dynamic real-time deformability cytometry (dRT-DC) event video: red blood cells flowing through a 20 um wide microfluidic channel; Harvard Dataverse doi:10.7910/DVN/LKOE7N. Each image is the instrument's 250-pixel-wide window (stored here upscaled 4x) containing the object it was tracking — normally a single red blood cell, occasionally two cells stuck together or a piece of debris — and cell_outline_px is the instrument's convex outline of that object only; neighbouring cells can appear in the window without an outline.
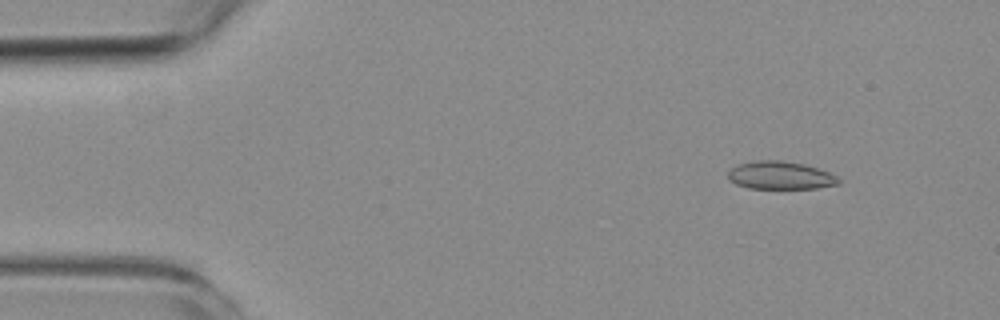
{"species": "common noctule bat (a hibernating species)", "species_latin": "Nyctalus noctula", "temperature_condition": "room temperature", "stored_images_in_passage": 4, "camera_frame_rate_fps": 3000, "um_per_image_px": 0.085, "animal": {"sex": "female", "body_mass_g": 19.3, "forearm_length_mm": 54.1}, "frame": {"image": 1, "passage_image": 2, "time_ms": 1.0, "image_size_px": [1000, 320], "cell_outline_px": [[840, 184], [816, 188], [748, 188], [736, 184], [728, 180], [728, 172], [736, 164], [756, 160], [780, 160], [804, 164], [828, 172], [836, 176], [840, 180]], "centroid_in_image_um": [66.29, 14.9], "position_along_channel_um": 18.7, "area_um2": 17.98}}